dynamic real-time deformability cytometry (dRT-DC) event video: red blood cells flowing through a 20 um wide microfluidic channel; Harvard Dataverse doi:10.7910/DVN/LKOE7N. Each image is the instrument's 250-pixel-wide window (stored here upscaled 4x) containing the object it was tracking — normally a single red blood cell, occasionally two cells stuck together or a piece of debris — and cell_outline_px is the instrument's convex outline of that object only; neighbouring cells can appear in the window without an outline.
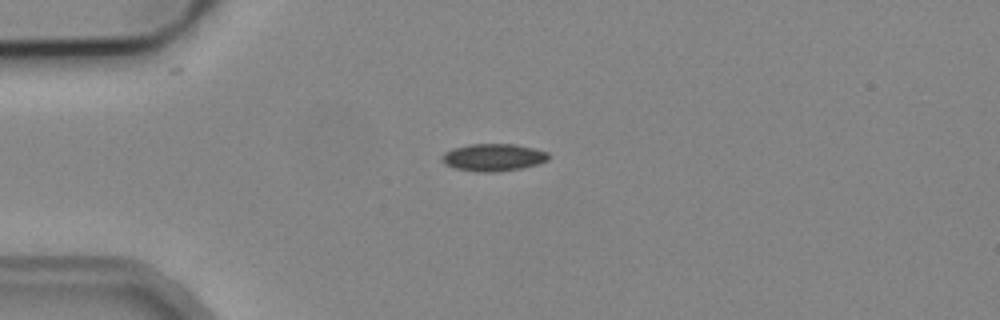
{"species": "common noctule bat (a hibernating species)", "species_latin": "Nyctalus noctula", "temperature_condition": "cold", "stored_images_in_passage": 5, "camera_frame_rate_fps": 3000, "um_per_image_px": 0.085, "animal": {"sex": "male", "body_mass_g": 19.2, "forearm_length_mm": 51.8}, "frame": {"image": 1, "passage_image": 1, "time_ms": 0.0, "image_size_px": [1000, 320], "cell_outline_px": [[548, 160], [536, 164], [520, 168], [496, 172], [476, 172], [456, 168], [444, 164], [440, 160], [440, 156], [444, 152], [452, 148], [468, 144], [512, 144], [532, 148], [548, 152]], "centroid_in_image_um": [41.86, 13.37], "position_along_channel_um": 43.1, "area_um2": 16.99}}
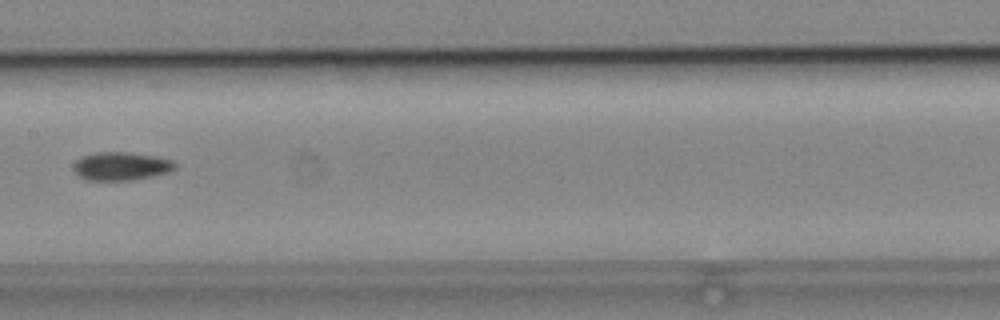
{"frame": {"image": 2, "passage_image": 5, "time_ms": 4.667, "image_size_px": [1000, 320], "cell_outline_px": [[176, 168], [168, 172], [152, 176], [132, 180], [88, 180], [80, 176], [72, 168], [72, 164], [80, 156], [96, 152], [128, 152], [156, 156], [172, 160], [176, 164]], "centroid_in_image_um": [10.27, 14.11], "position_along_channel_um": 197.1, "area_um2": 16.82}}